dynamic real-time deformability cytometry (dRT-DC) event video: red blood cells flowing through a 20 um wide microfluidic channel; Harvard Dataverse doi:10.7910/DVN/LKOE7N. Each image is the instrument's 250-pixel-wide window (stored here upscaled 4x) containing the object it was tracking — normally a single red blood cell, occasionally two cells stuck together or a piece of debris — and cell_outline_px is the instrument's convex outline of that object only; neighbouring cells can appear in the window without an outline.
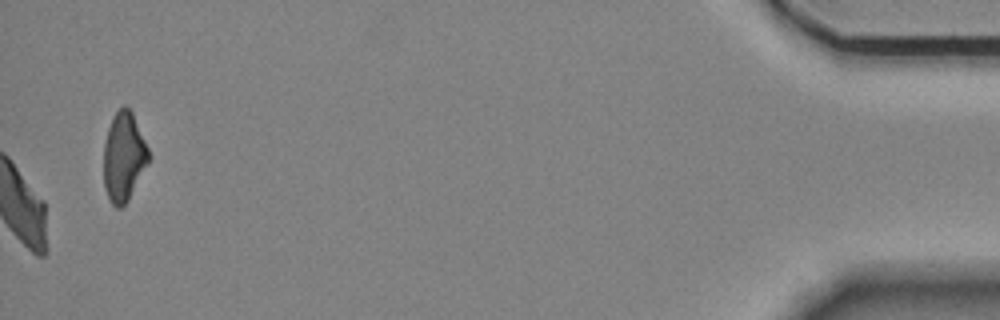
{"species": "Egyptian fruit bat (a non-hibernating species)", "species_latin": "Rousettus aegyptiacus", "temperature_condition": "room temperature", "stored_images_in_passage": 46, "camera_frame_rate_fps": 3000, "um_per_image_px": 0.085, "animal": {"sex": "female"}, "frame": {"image": 1, "passage_image": 46, "time_ms": 15.0, "image_size_px": [1000, 320], "cell_outline_px": [[148, 164], [128, 200], [120, 208], [116, 208], [108, 200], [104, 188], [104, 140], [112, 116], [124, 104], [132, 112], [148, 148]], "centroid_in_image_um": [10.49, 13.34], "position_along_channel_um": 424.7, "area_um2": 23.29}, "authors_computed_cell_mechanics": {"area_um2": 27.6862, "velocity_mm_per_s": 3.5459, "shape_relaxation_time_tau1_ms": 10.5434, "shape_relaxation_time_tau2_ms": 4.3375, "deformation_change_tau1": 0.2377, "deformation_change_tau2": 0.1335}}